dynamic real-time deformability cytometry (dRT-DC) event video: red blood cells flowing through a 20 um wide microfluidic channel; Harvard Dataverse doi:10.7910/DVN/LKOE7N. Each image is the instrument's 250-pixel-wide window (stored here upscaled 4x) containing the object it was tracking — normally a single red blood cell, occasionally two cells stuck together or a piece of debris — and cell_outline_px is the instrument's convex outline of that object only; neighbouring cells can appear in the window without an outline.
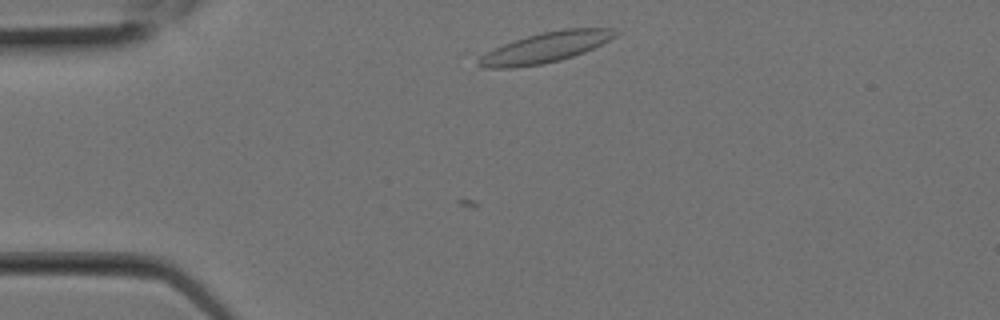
{"species": "Egyptian fruit bat (a non-hibernating species)", "species_latin": "Rousettus aegyptiacus", "temperature_condition": "room temperature", "stored_images_in_passage": 22, "camera_frame_rate_fps": 3000, "um_per_image_px": 0.085, "animal": {"sex": "female"}, "frame": {"image": 1, "passage_image": 5, "time_ms": 1.333, "image_size_px": [1000, 320], "cell_outline_px": [[620, 32], [616, 36], [584, 52], [560, 60], [544, 64], [516, 68], [484, 68], [476, 64], [480, 56], [504, 44], [540, 32], [564, 28], [612, 28]], "centroid_in_image_um": [46.37, 4.04], "position_along_channel_um": 38.6, "area_um2": 23.99}}
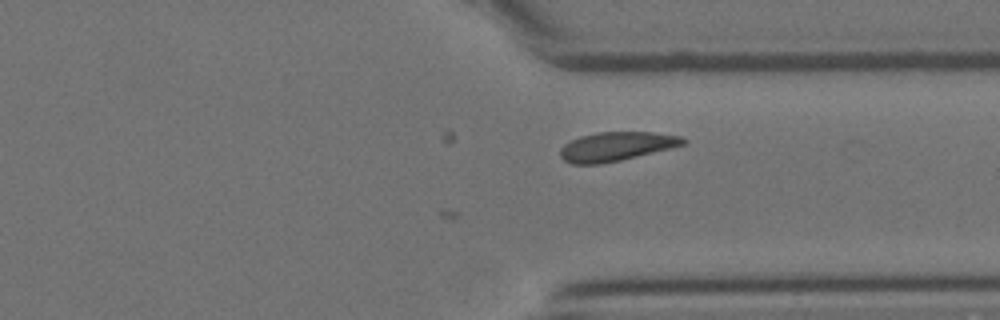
{"frame": {"image": 2, "passage_image": 17, "time_ms": 5.333, "image_size_px": [1000, 320], "cell_outline_px": [[688, 140], [684, 144], [672, 148], [620, 160], [600, 164], [572, 164], [564, 160], [560, 156], [560, 148], [564, 144], [580, 136], [596, 132], [652, 132], [680, 136]], "centroid_in_image_um": [52.38, 12.44], "position_along_channel_um": 359.0, "area_um2": 20.75}}